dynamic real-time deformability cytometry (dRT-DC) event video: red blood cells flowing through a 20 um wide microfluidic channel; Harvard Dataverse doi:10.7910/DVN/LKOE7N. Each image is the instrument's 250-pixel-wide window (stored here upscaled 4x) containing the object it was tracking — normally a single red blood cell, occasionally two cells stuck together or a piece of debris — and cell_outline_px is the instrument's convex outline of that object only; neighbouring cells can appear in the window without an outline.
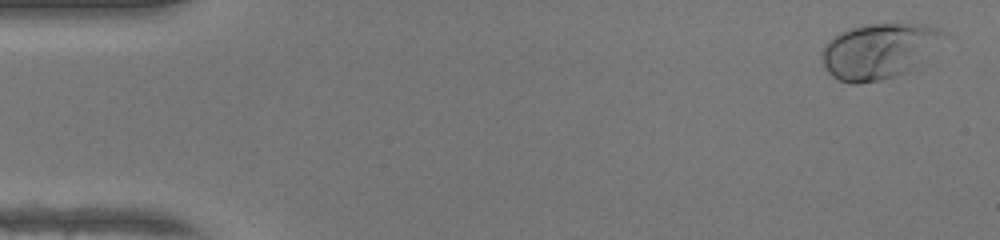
{"species": "human", "species_latin": "Homo sapiens", "temperature_condition": "warm", "stored_images_in_passage": 49, "camera_frame_rate_fps": 3000, "um_per_image_px": 0.085, "donor": {"sex": "female"}, "frame": {"image": 1, "passage_image": 2, "time_ms": 0.333, "image_size_px": [1000, 240], "cell_outline_px": [[944, 36], [908, 72], [896, 76], [880, 80], [860, 84], [852, 84], [836, 80], [828, 72], [824, 64], [820, 52], [824, 44], [828, 40], [840, 32], [852, 28], [868, 24], [912, 24], [940, 28], [944, 32]], "centroid_in_image_um": [74.59, 4.35], "position_along_channel_um": 10.4, "area_um2": 38.61}}
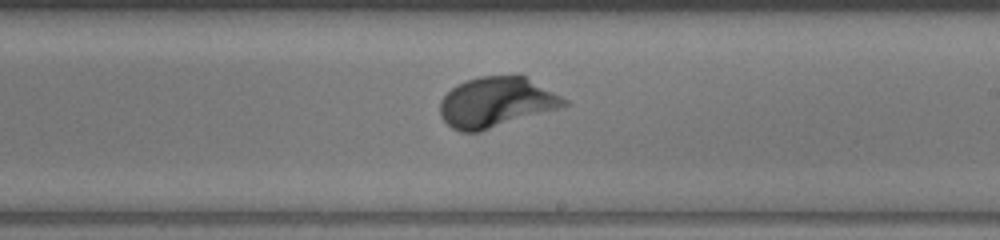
{"frame": {"image": 2, "passage_image": 29, "time_ms": 9.333, "image_size_px": [1000, 240], "cell_outline_px": [[568, 104], [560, 108], [480, 132], [460, 132], [452, 128], [440, 116], [440, 100], [456, 84], [480, 76], [524, 76], [568, 100]], "centroid_in_image_um": [42.15, 8.71], "position_along_channel_um": 246.8, "area_um2": 36.01}}
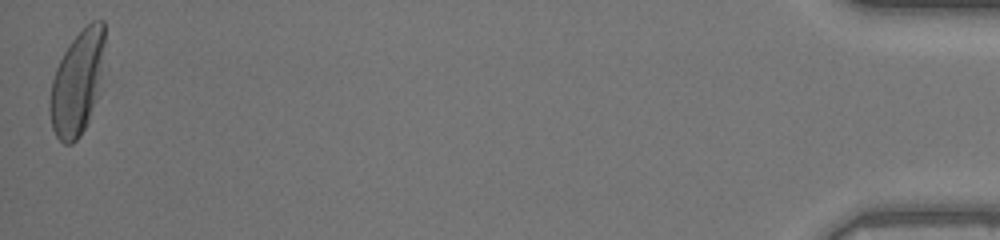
{"frame": {"image": 3, "passage_image": 49, "time_ms": 16.0, "image_size_px": [1000, 240], "cell_outline_px": [[104, 44], [96, 96], [88, 120], [80, 136], [72, 144], [64, 144], [56, 136], [52, 128], [48, 108], [48, 100], [52, 80], [56, 68], [64, 52], [72, 40], [92, 20], [104, 20]], "centroid_in_image_um": [6.51, 7.06], "position_along_channel_um": 428.7, "area_um2": 32.48}}